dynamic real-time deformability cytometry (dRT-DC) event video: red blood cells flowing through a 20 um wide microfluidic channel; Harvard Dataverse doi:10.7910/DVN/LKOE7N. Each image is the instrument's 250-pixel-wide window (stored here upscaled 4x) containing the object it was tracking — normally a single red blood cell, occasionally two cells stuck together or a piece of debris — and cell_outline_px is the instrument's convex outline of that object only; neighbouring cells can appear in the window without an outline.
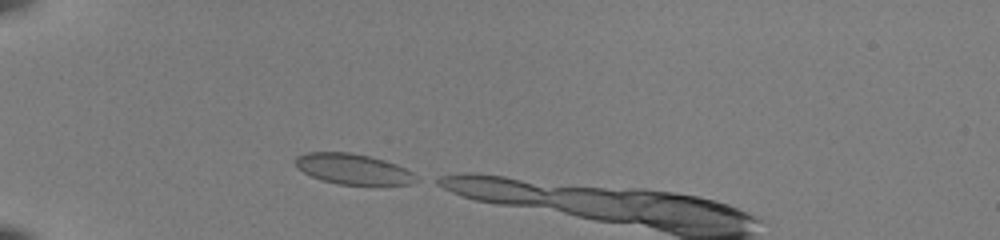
{"species": "common noctule bat (a hibernating species)", "species_latin": "Nyctalus noctula", "temperature_condition": "room temperature", "stored_images_in_passage": 5, "camera_frame_rate_fps": 3000, "um_per_image_px": 0.085, "animal": {"sex": "female", "body_mass_g": 22.0, "forearm_length_mm": 56.7}, "frame": {"image": 1, "passage_image": 1, "time_ms": 0.0, "image_size_px": [1000, 240], "cell_outline_px": [[420, 180], [408, 184], [336, 184], [320, 180], [296, 168], [296, 156], [308, 152], [348, 152], [368, 156], [384, 160], [396, 164], [420, 176]], "centroid_in_image_um": [30.02, 14.37], "position_along_channel_um": 55.0, "area_um2": 21.39}}